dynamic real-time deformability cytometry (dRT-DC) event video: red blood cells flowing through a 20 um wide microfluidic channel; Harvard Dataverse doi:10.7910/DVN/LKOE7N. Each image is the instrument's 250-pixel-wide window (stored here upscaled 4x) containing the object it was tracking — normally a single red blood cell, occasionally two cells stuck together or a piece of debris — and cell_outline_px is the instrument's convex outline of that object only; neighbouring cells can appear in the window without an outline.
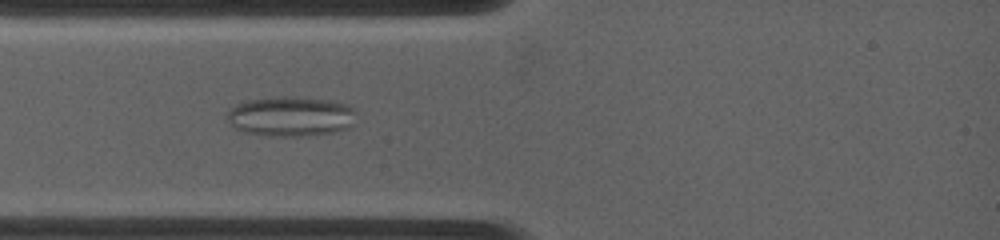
{"species": "common noctule bat (a hibernating species)", "species_latin": "Nyctalus noctula", "temperature_condition": "warm", "stored_images_in_passage": 74, "camera_frame_rate_fps": 4500, "um_per_image_px": 0.085, "animal": {"sex": "female", "body_mass_g": 19.0, "forearm_length_mm": 53.3}, "frame": {"image": 1, "passage_image": 11, "time_ms": 2.222, "image_size_px": [1000, 240], "cell_outline_px": [[356, 112], [352, 124], [348, 128], [332, 132], [308, 136], [268, 136], [244, 132], [236, 128], [224, 116], [228, 108], [244, 100], [276, 96], [296, 96], [336, 100], [348, 104]], "centroid_in_image_um": [24.69, 9.87], "position_along_channel_um": 60.3, "area_um2": 30.75}}
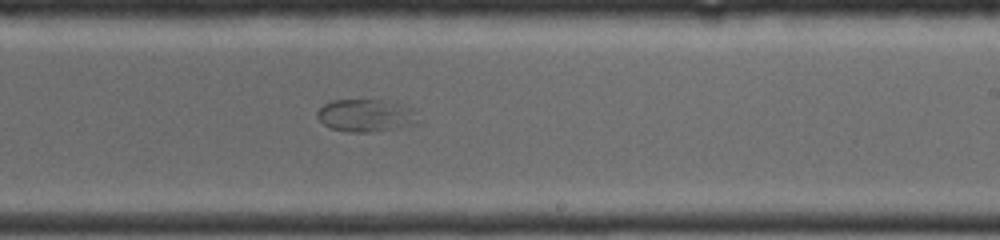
{"frame": {"image": 2, "passage_image": 34, "time_ms": 7.333, "image_size_px": [1000, 240], "cell_outline_px": [[424, 120], [416, 124], [400, 128], [372, 132], [348, 132], [328, 128], [316, 116], [316, 112], [324, 104], [332, 100], [380, 100], [404, 104], [412, 108]], "centroid_in_image_um": [31.17, 9.83], "position_along_channel_um": 257.8, "area_um2": 19.65}}
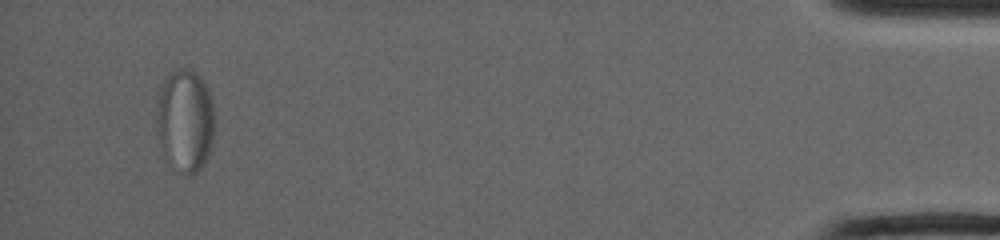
{"frame": {"image": 3, "passage_image": 66, "time_ms": 14.444, "image_size_px": [1000, 240], "cell_outline_px": [[216, 128], [212, 148], [204, 164], [192, 176], [180, 172], [164, 156], [156, 128], [156, 116], [160, 92], [164, 80], [168, 72], [180, 68], [188, 68], [196, 72], [200, 76], [208, 92], [212, 104]], "centroid_in_image_um": [15.76, 10.25], "position_along_channel_um": 419.4, "area_um2": 35.08}}